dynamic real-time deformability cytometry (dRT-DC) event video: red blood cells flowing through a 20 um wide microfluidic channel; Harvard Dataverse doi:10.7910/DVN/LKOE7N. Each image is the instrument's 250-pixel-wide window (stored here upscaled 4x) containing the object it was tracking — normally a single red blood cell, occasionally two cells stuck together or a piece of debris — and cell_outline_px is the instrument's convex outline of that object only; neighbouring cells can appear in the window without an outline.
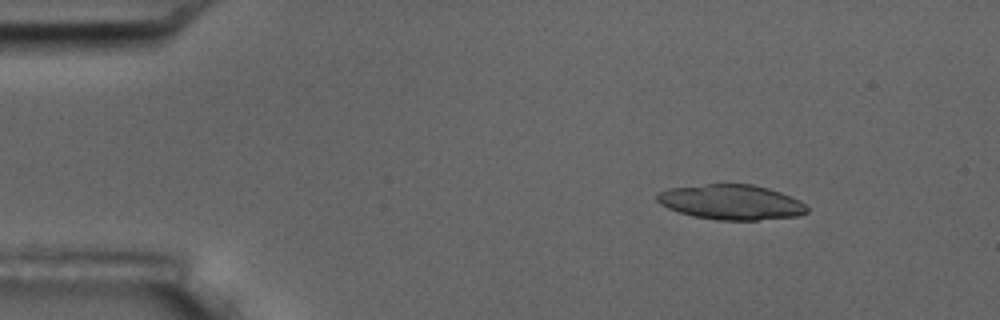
{"species": "common noctule bat (a hibernating species)", "species_latin": "Nyctalus noctula", "temperature_condition": "room temperature", "stored_images_in_passage": 5, "camera_frame_rate_fps": 3000, "um_per_image_px": 0.085, "animal": {"sex": "male", "body_mass_g": 17.5, "forearm_length_mm": 52.3}, "frame": {"image": 1, "passage_image": 2, "time_ms": 1.333, "image_size_px": [1000, 320], "cell_outline_px": [[808, 212], [796, 216], [756, 220], [716, 220], [692, 216], [668, 208], [660, 204], [656, 200], [656, 192], [668, 188], [704, 184], [752, 184], [768, 188], [792, 196], [800, 200], [808, 208]], "centroid_in_image_um": [62.12, 17.17], "position_along_channel_um": 22.9, "area_um2": 30.75}}